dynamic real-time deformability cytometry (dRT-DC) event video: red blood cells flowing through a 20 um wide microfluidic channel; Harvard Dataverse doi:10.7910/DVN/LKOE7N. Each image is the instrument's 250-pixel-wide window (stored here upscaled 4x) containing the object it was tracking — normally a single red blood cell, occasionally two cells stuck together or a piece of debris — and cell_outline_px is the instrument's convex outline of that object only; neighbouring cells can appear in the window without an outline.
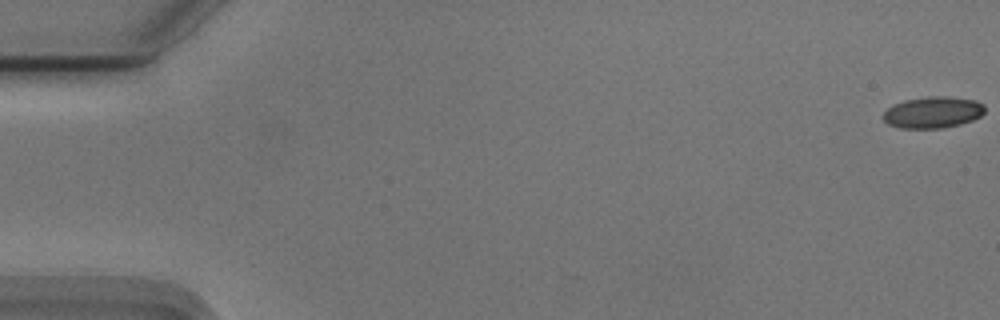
{"species": "Egyptian fruit bat (a non-hibernating species)", "species_latin": "Rousettus aegyptiacus", "temperature_condition": "cold", "stored_images_in_passage": 21, "camera_frame_rate_fps": 3000, "um_per_image_px": 0.085, "animal": {"sex": "male"}, "frame": {"image": 1, "passage_image": 1, "time_ms": 0.0, "image_size_px": [1000, 320], "cell_outline_px": [[984, 112], [980, 116], [972, 120], [960, 124], [940, 128], [900, 128], [888, 124], [880, 116], [892, 104], [904, 100], [928, 96], [952, 96], [976, 100], [984, 104]], "centroid_in_image_um": [79.27, 9.53], "position_along_channel_um": 5.7, "area_um2": 18.84}}
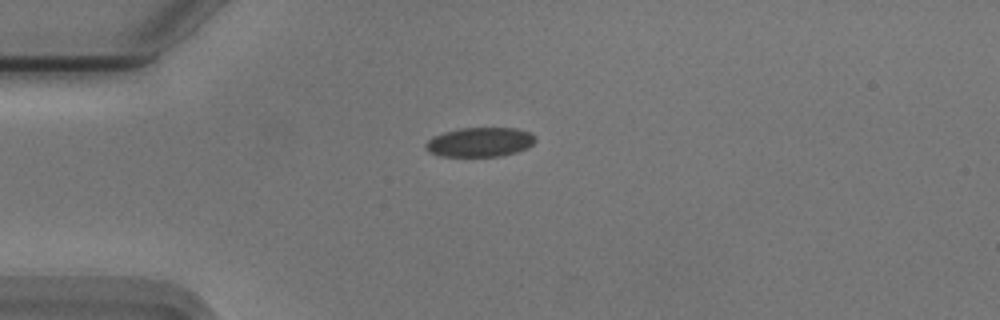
{"frame": {"image": 2, "passage_image": 15, "time_ms": 4.667, "image_size_px": [1000, 320], "cell_outline_px": [[536, 140], [528, 148], [516, 152], [500, 156], [440, 156], [428, 152], [424, 148], [424, 144], [432, 136], [444, 132], [460, 128], [516, 128], [528, 132], [536, 136]], "centroid_in_image_um": [40.76, 12.08], "position_along_channel_um": 44.2, "area_um2": 18.9}}
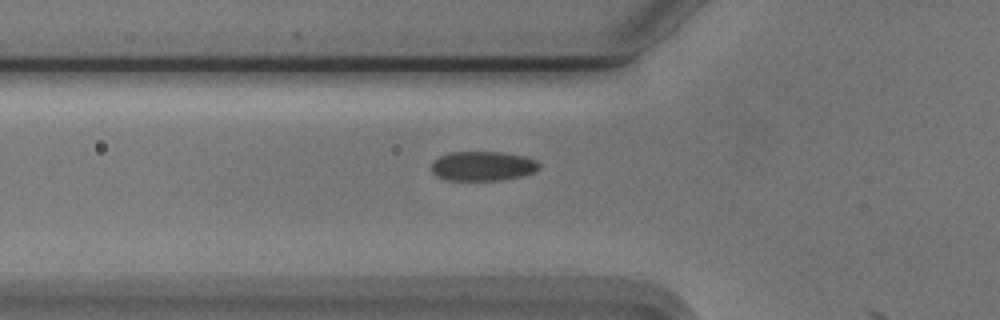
{"frame": {"image": 3, "passage_image": 20, "time_ms": 6.333, "image_size_px": [1000, 320], "cell_outline_px": [[540, 168], [536, 172], [520, 176], [500, 180], [448, 180], [436, 176], [432, 172], [432, 160], [440, 156], [452, 152], [500, 152], [524, 156], [536, 160], [540, 164]], "centroid_in_image_um": [41.04, 14.11], "position_along_channel_um": 84.8, "area_um2": 18.55}}